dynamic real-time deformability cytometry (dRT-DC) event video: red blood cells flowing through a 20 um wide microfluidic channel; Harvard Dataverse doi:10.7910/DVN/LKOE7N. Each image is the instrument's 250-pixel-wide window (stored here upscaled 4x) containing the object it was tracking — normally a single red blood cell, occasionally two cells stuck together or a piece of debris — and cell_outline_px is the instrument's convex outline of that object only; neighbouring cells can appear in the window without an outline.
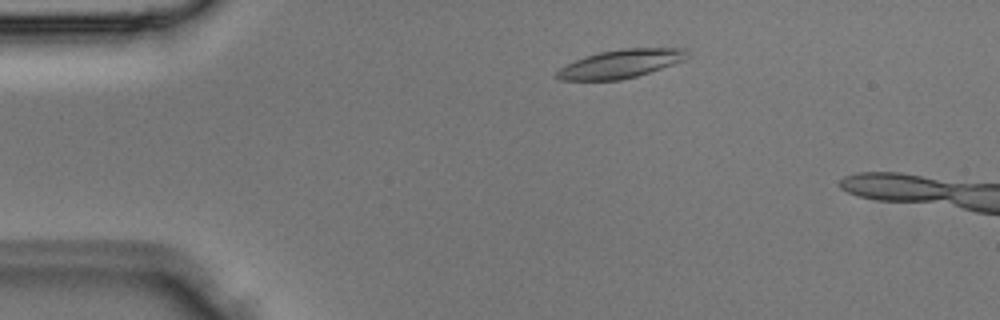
{"species": "Egyptian fruit bat (a non-hibernating species)", "species_latin": "Rousettus aegyptiacus", "temperature_condition": "room temperature", "stored_images_in_passage": 3, "camera_frame_rate_fps": 3000, "um_per_image_px": 0.085, "animal": {"sex": "male"}, "frame": {"image": 1, "passage_image": 2, "time_ms": 0.333, "image_size_px": [1000, 320], "cell_outline_px": [[688, 48], [684, 60], [636, 76], [620, 80], [560, 80], [556, 76], [556, 72], [560, 68], [576, 60], [600, 52], [624, 48]], "centroid_in_image_um": [52.75, 5.42], "position_along_channel_um": 32.3, "area_um2": 21.1}}